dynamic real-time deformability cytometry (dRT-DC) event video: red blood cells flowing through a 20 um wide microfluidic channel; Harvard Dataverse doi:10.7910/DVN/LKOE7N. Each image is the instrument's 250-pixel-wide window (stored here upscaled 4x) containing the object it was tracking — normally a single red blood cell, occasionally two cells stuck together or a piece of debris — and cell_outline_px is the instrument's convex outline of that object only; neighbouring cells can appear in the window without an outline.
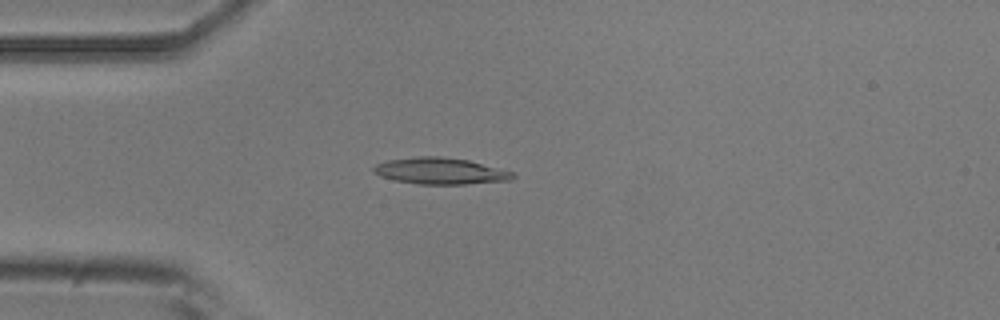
{"species": "common noctule bat (a hibernating species)", "species_latin": "Nyctalus noctula", "temperature_condition": "room temperature", "stored_images_in_passage": 4, "camera_frame_rate_fps": 3000, "um_per_image_px": 0.085, "animal": {"sex": "male", "body_mass_g": 20.5, "forearm_length_mm": 52.5}, "frame": {"image": 1, "passage_image": 4, "time_ms": 3.333, "image_size_px": [1000, 320], "cell_outline_px": [[516, 176], [512, 180], [464, 184], [416, 184], [396, 180], [380, 176], [372, 172], [372, 168], [376, 164], [388, 160], [416, 156], [440, 156], [468, 160], [512, 172]], "centroid_in_image_um": [37.39, 14.53], "position_along_channel_um": 47.6, "area_um2": 21.39}}